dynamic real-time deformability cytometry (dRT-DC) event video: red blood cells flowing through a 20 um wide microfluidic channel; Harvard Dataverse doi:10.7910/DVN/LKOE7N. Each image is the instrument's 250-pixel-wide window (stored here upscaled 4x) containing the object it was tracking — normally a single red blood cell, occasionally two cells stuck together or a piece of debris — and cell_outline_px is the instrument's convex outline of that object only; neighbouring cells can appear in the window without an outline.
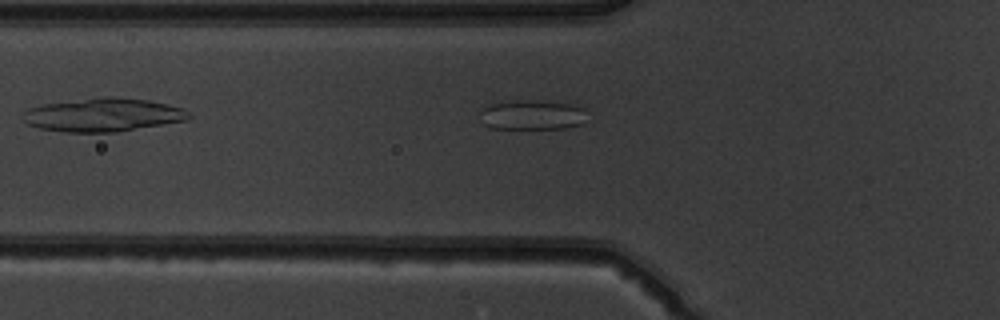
{"species": "common noctule bat (a hibernating species)", "species_latin": "Nyctalus noctula", "temperature_condition": "warm", "stored_images_in_passage": 6, "camera_frame_rate_fps": 3000, "um_per_image_px": 0.085, "animal": {"sex": "male", "body_mass_g": 19.5, "forearm_length_mm": 54.6}, "frame": {"image": 1, "passage_image": 5, "time_ms": 5.667, "image_size_px": [1000, 320], "cell_outline_px": [[584, 124], [568, 128], [492, 128], [484, 124], [480, 112], [484, 104], [516, 100], [524, 100], [572, 104], [584, 108]], "centroid_in_image_um": [45.21, 9.76], "position_along_channel_um": 80.6, "area_um2": 18.5}}
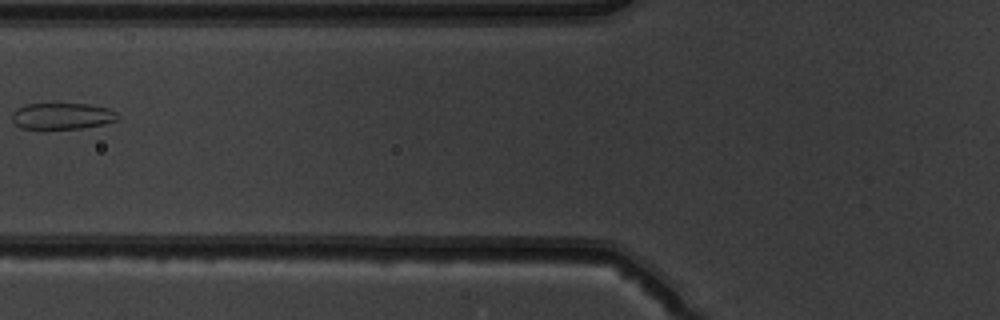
{"frame": {"image": 2, "passage_image": 6, "time_ms": 6.667, "image_size_px": [1000, 320], "cell_outline_px": [[120, 116], [116, 120], [104, 124], [80, 128], [44, 132], [20, 128], [12, 120], [12, 112], [16, 108], [24, 104], [88, 104], [108, 108], [116, 112]], "centroid_in_image_um": [5.21, 9.91], "position_along_channel_um": 120.6, "area_um2": 16.99}}